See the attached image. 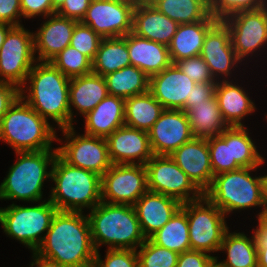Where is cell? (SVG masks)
Instances as JSON below:
<instances>
[{
    "label": "cell",
    "mask_w": 267,
    "mask_h": 267,
    "mask_svg": "<svg viewBox=\"0 0 267 267\" xmlns=\"http://www.w3.org/2000/svg\"><path fill=\"white\" fill-rule=\"evenodd\" d=\"M45 234L34 252L39 257L62 267L94 266L96 249L88 216L83 211H57Z\"/></svg>",
    "instance_id": "6da1fadb"
},
{
    "label": "cell",
    "mask_w": 267,
    "mask_h": 267,
    "mask_svg": "<svg viewBox=\"0 0 267 267\" xmlns=\"http://www.w3.org/2000/svg\"><path fill=\"white\" fill-rule=\"evenodd\" d=\"M36 63L26 79L30 81L29 94L24 96L25 91L21 88L20 96L47 121L52 119L61 129L71 127L70 79L51 62Z\"/></svg>",
    "instance_id": "7a4b0ae2"
},
{
    "label": "cell",
    "mask_w": 267,
    "mask_h": 267,
    "mask_svg": "<svg viewBox=\"0 0 267 267\" xmlns=\"http://www.w3.org/2000/svg\"><path fill=\"white\" fill-rule=\"evenodd\" d=\"M50 202L58 211L82 212L92 210L101 201V176L68 164L59 154L51 166Z\"/></svg>",
    "instance_id": "3957f363"
},
{
    "label": "cell",
    "mask_w": 267,
    "mask_h": 267,
    "mask_svg": "<svg viewBox=\"0 0 267 267\" xmlns=\"http://www.w3.org/2000/svg\"><path fill=\"white\" fill-rule=\"evenodd\" d=\"M87 216L96 251H99V246L103 244L109 245L108 249L137 250L146 240L136 211L131 205L101 201Z\"/></svg>",
    "instance_id": "277c9868"
},
{
    "label": "cell",
    "mask_w": 267,
    "mask_h": 267,
    "mask_svg": "<svg viewBox=\"0 0 267 267\" xmlns=\"http://www.w3.org/2000/svg\"><path fill=\"white\" fill-rule=\"evenodd\" d=\"M56 131L21 96L0 120V139L15 152L52 149Z\"/></svg>",
    "instance_id": "5b68a950"
},
{
    "label": "cell",
    "mask_w": 267,
    "mask_h": 267,
    "mask_svg": "<svg viewBox=\"0 0 267 267\" xmlns=\"http://www.w3.org/2000/svg\"><path fill=\"white\" fill-rule=\"evenodd\" d=\"M15 154L19 158L0 185V199L33 203L42 201L43 183L47 178H51V169L48 171L47 168L53 165L58 154L57 148Z\"/></svg>",
    "instance_id": "8992f818"
},
{
    "label": "cell",
    "mask_w": 267,
    "mask_h": 267,
    "mask_svg": "<svg viewBox=\"0 0 267 267\" xmlns=\"http://www.w3.org/2000/svg\"><path fill=\"white\" fill-rule=\"evenodd\" d=\"M257 168H240L215 175L204 196L225 215L234 210L263 206L262 176L252 177L250 173Z\"/></svg>",
    "instance_id": "52a82bcc"
},
{
    "label": "cell",
    "mask_w": 267,
    "mask_h": 267,
    "mask_svg": "<svg viewBox=\"0 0 267 267\" xmlns=\"http://www.w3.org/2000/svg\"><path fill=\"white\" fill-rule=\"evenodd\" d=\"M247 130L244 126H232L207 139L213 176L264 163Z\"/></svg>",
    "instance_id": "ba28073f"
},
{
    "label": "cell",
    "mask_w": 267,
    "mask_h": 267,
    "mask_svg": "<svg viewBox=\"0 0 267 267\" xmlns=\"http://www.w3.org/2000/svg\"><path fill=\"white\" fill-rule=\"evenodd\" d=\"M57 211L49 198L31 207L13 203L0 208V223L5 234L20 241L34 253L44 240L41 234L49 230Z\"/></svg>",
    "instance_id": "9c48e42d"
},
{
    "label": "cell",
    "mask_w": 267,
    "mask_h": 267,
    "mask_svg": "<svg viewBox=\"0 0 267 267\" xmlns=\"http://www.w3.org/2000/svg\"><path fill=\"white\" fill-rule=\"evenodd\" d=\"M181 209L187 214L191 250L205 253L219 251L229 229L225 214L204 195L182 203Z\"/></svg>",
    "instance_id": "30bf717a"
},
{
    "label": "cell",
    "mask_w": 267,
    "mask_h": 267,
    "mask_svg": "<svg viewBox=\"0 0 267 267\" xmlns=\"http://www.w3.org/2000/svg\"><path fill=\"white\" fill-rule=\"evenodd\" d=\"M34 33L23 25L13 26L0 48V80L25 88L28 73L37 62L34 52Z\"/></svg>",
    "instance_id": "8fae6325"
},
{
    "label": "cell",
    "mask_w": 267,
    "mask_h": 267,
    "mask_svg": "<svg viewBox=\"0 0 267 267\" xmlns=\"http://www.w3.org/2000/svg\"><path fill=\"white\" fill-rule=\"evenodd\" d=\"M145 168L149 191L173 197L181 203L204 195L168 155H153Z\"/></svg>",
    "instance_id": "7c38bea8"
},
{
    "label": "cell",
    "mask_w": 267,
    "mask_h": 267,
    "mask_svg": "<svg viewBox=\"0 0 267 267\" xmlns=\"http://www.w3.org/2000/svg\"><path fill=\"white\" fill-rule=\"evenodd\" d=\"M148 191L147 171L140 164H112L101 176V199L133 206Z\"/></svg>",
    "instance_id": "4fadbf2b"
},
{
    "label": "cell",
    "mask_w": 267,
    "mask_h": 267,
    "mask_svg": "<svg viewBox=\"0 0 267 267\" xmlns=\"http://www.w3.org/2000/svg\"><path fill=\"white\" fill-rule=\"evenodd\" d=\"M74 129L73 126L61 129L66 143L57 148L58 154L68 164L102 176L112 166L106 138L76 135Z\"/></svg>",
    "instance_id": "5bb4252c"
},
{
    "label": "cell",
    "mask_w": 267,
    "mask_h": 267,
    "mask_svg": "<svg viewBox=\"0 0 267 267\" xmlns=\"http://www.w3.org/2000/svg\"><path fill=\"white\" fill-rule=\"evenodd\" d=\"M221 21L230 32L232 47L241 62L267 44V7L237 12Z\"/></svg>",
    "instance_id": "9a60e30c"
},
{
    "label": "cell",
    "mask_w": 267,
    "mask_h": 267,
    "mask_svg": "<svg viewBox=\"0 0 267 267\" xmlns=\"http://www.w3.org/2000/svg\"><path fill=\"white\" fill-rule=\"evenodd\" d=\"M135 4L118 0H92L80 21L102 38H118L132 32Z\"/></svg>",
    "instance_id": "2e32d148"
},
{
    "label": "cell",
    "mask_w": 267,
    "mask_h": 267,
    "mask_svg": "<svg viewBox=\"0 0 267 267\" xmlns=\"http://www.w3.org/2000/svg\"><path fill=\"white\" fill-rule=\"evenodd\" d=\"M148 135L153 155L169 156L193 138L186 112L174 109H165Z\"/></svg>",
    "instance_id": "e0dca14e"
},
{
    "label": "cell",
    "mask_w": 267,
    "mask_h": 267,
    "mask_svg": "<svg viewBox=\"0 0 267 267\" xmlns=\"http://www.w3.org/2000/svg\"><path fill=\"white\" fill-rule=\"evenodd\" d=\"M112 164L145 165L152 157L148 132L126 125L106 138ZM137 162H136V160Z\"/></svg>",
    "instance_id": "ac0fdd59"
},
{
    "label": "cell",
    "mask_w": 267,
    "mask_h": 267,
    "mask_svg": "<svg viewBox=\"0 0 267 267\" xmlns=\"http://www.w3.org/2000/svg\"><path fill=\"white\" fill-rule=\"evenodd\" d=\"M169 156L203 194L210 188L214 176L207 139L192 138Z\"/></svg>",
    "instance_id": "d6986e66"
},
{
    "label": "cell",
    "mask_w": 267,
    "mask_h": 267,
    "mask_svg": "<svg viewBox=\"0 0 267 267\" xmlns=\"http://www.w3.org/2000/svg\"><path fill=\"white\" fill-rule=\"evenodd\" d=\"M195 82L176 64L149 77V92L165 109L182 110Z\"/></svg>",
    "instance_id": "ffe728a7"
},
{
    "label": "cell",
    "mask_w": 267,
    "mask_h": 267,
    "mask_svg": "<svg viewBox=\"0 0 267 267\" xmlns=\"http://www.w3.org/2000/svg\"><path fill=\"white\" fill-rule=\"evenodd\" d=\"M200 56L216 81L219 74L225 76L222 80L226 81L231 69L235 67L234 64L241 61L232 47L230 32L221 20L206 34Z\"/></svg>",
    "instance_id": "44dd1931"
},
{
    "label": "cell",
    "mask_w": 267,
    "mask_h": 267,
    "mask_svg": "<svg viewBox=\"0 0 267 267\" xmlns=\"http://www.w3.org/2000/svg\"><path fill=\"white\" fill-rule=\"evenodd\" d=\"M41 28L33 34L34 52L37 61L50 62L59 52L70 45L77 20L66 18L57 13L49 15Z\"/></svg>",
    "instance_id": "7402d4cb"
},
{
    "label": "cell",
    "mask_w": 267,
    "mask_h": 267,
    "mask_svg": "<svg viewBox=\"0 0 267 267\" xmlns=\"http://www.w3.org/2000/svg\"><path fill=\"white\" fill-rule=\"evenodd\" d=\"M181 206L173 197L149 190L144 193L133 207L146 239L161 229Z\"/></svg>",
    "instance_id": "603a6c76"
},
{
    "label": "cell",
    "mask_w": 267,
    "mask_h": 267,
    "mask_svg": "<svg viewBox=\"0 0 267 267\" xmlns=\"http://www.w3.org/2000/svg\"><path fill=\"white\" fill-rule=\"evenodd\" d=\"M178 25L146 0L134 7L132 33L139 37L169 46Z\"/></svg>",
    "instance_id": "cb8c5ba5"
},
{
    "label": "cell",
    "mask_w": 267,
    "mask_h": 267,
    "mask_svg": "<svg viewBox=\"0 0 267 267\" xmlns=\"http://www.w3.org/2000/svg\"><path fill=\"white\" fill-rule=\"evenodd\" d=\"M127 49L131 65L149 77L172 64L168 46L139 37L132 32L127 34Z\"/></svg>",
    "instance_id": "d4e9b609"
},
{
    "label": "cell",
    "mask_w": 267,
    "mask_h": 267,
    "mask_svg": "<svg viewBox=\"0 0 267 267\" xmlns=\"http://www.w3.org/2000/svg\"><path fill=\"white\" fill-rule=\"evenodd\" d=\"M125 99L107 95L85 117V133L90 136L107 138L116 129L125 125Z\"/></svg>",
    "instance_id": "484cf974"
},
{
    "label": "cell",
    "mask_w": 267,
    "mask_h": 267,
    "mask_svg": "<svg viewBox=\"0 0 267 267\" xmlns=\"http://www.w3.org/2000/svg\"><path fill=\"white\" fill-rule=\"evenodd\" d=\"M218 21L210 14L202 21L179 24L168 46L172 63L200 55L206 34Z\"/></svg>",
    "instance_id": "4316f807"
},
{
    "label": "cell",
    "mask_w": 267,
    "mask_h": 267,
    "mask_svg": "<svg viewBox=\"0 0 267 267\" xmlns=\"http://www.w3.org/2000/svg\"><path fill=\"white\" fill-rule=\"evenodd\" d=\"M108 95L106 80L103 76L94 74L74 77L69 82V107L71 127L73 126V113L71 105L86 115L92 111Z\"/></svg>",
    "instance_id": "83f0119b"
},
{
    "label": "cell",
    "mask_w": 267,
    "mask_h": 267,
    "mask_svg": "<svg viewBox=\"0 0 267 267\" xmlns=\"http://www.w3.org/2000/svg\"><path fill=\"white\" fill-rule=\"evenodd\" d=\"M247 95L242 87L228 80L217 82L215 96L222 118L229 127L244 126L242 119L255 111L254 102Z\"/></svg>",
    "instance_id": "f1b7e54d"
},
{
    "label": "cell",
    "mask_w": 267,
    "mask_h": 267,
    "mask_svg": "<svg viewBox=\"0 0 267 267\" xmlns=\"http://www.w3.org/2000/svg\"><path fill=\"white\" fill-rule=\"evenodd\" d=\"M186 114L193 138L216 137L229 127L222 118L215 95L204 102L193 104Z\"/></svg>",
    "instance_id": "f546056e"
},
{
    "label": "cell",
    "mask_w": 267,
    "mask_h": 267,
    "mask_svg": "<svg viewBox=\"0 0 267 267\" xmlns=\"http://www.w3.org/2000/svg\"><path fill=\"white\" fill-rule=\"evenodd\" d=\"M248 238L246 234L229 233L226 231L219 251L227 252V259L215 263L220 267H258L257 262V244L255 236Z\"/></svg>",
    "instance_id": "4dcf8cb0"
},
{
    "label": "cell",
    "mask_w": 267,
    "mask_h": 267,
    "mask_svg": "<svg viewBox=\"0 0 267 267\" xmlns=\"http://www.w3.org/2000/svg\"><path fill=\"white\" fill-rule=\"evenodd\" d=\"M165 108L148 91L125 99V125L148 132Z\"/></svg>",
    "instance_id": "1f68e13d"
},
{
    "label": "cell",
    "mask_w": 267,
    "mask_h": 267,
    "mask_svg": "<svg viewBox=\"0 0 267 267\" xmlns=\"http://www.w3.org/2000/svg\"><path fill=\"white\" fill-rule=\"evenodd\" d=\"M130 65L127 35L118 38H103L95 59L92 61V72L104 77Z\"/></svg>",
    "instance_id": "d6a6232c"
},
{
    "label": "cell",
    "mask_w": 267,
    "mask_h": 267,
    "mask_svg": "<svg viewBox=\"0 0 267 267\" xmlns=\"http://www.w3.org/2000/svg\"><path fill=\"white\" fill-rule=\"evenodd\" d=\"M108 95L127 99L149 91V76L130 65L104 76Z\"/></svg>",
    "instance_id": "836d02e7"
},
{
    "label": "cell",
    "mask_w": 267,
    "mask_h": 267,
    "mask_svg": "<svg viewBox=\"0 0 267 267\" xmlns=\"http://www.w3.org/2000/svg\"><path fill=\"white\" fill-rule=\"evenodd\" d=\"M149 239L178 254L191 250L187 214L180 208L172 218Z\"/></svg>",
    "instance_id": "e575fe53"
},
{
    "label": "cell",
    "mask_w": 267,
    "mask_h": 267,
    "mask_svg": "<svg viewBox=\"0 0 267 267\" xmlns=\"http://www.w3.org/2000/svg\"><path fill=\"white\" fill-rule=\"evenodd\" d=\"M178 24L195 23L209 15L208 0H146Z\"/></svg>",
    "instance_id": "d590c367"
},
{
    "label": "cell",
    "mask_w": 267,
    "mask_h": 267,
    "mask_svg": "<svg viewBox=\"0 0 267 267\" xmlns=\"http://www.w3.org/2000/svg\"><path fill=\"white\" fill-rule=\"evenodd\" d=\"M50 62L69 79L92 73V60L71 45Z\"/></svg>",
    "instance_id": "8d00e7d4"
},
{
    "label": "cell",
    "mask_w": 267,
    "mask_h": 267,
    "mask_svg": "<svg viewBox=\"0 0 267 267\" xmlns=\"http://www.w3.org/2000/svg\"><path fill=\"white\" fill-rule=\"evenodd\" d=\"M136 250L138 267H176L179 254L147 238Z\"/></svg>",
    "instance_id": "74e56055"
},
{
    "label": "cell",
    "mask_w": 267,
    "mask_h": 267,
    "mask_svg": "<svg viewBox=\"0 0 267 267\" xmlns=\"http://www.w3.org/2000/svg\"><path fill=\"white\" fill-rule=\"evenodd\" d=\"M266 0H208L210 14L223 20L241 11H251L266 7Z\"/></svg>",
    "instance_id": "f35d334b"
},
{
    "label": "cell",
    "mask_w": 267,
    "mask_h": 267,
    "mask_svg": "<svg viewBox=\"0 0 267 267\" xmlns=\"http://www.w3.org/2000/svg\"><path fill=\"white\" fill-rule=\"evenodd\" d=\"M102 39L92 28L78 22L73 30L70 45L93 61Z\"/></svg>",
    "instance_id": "ab89813d"
},
{
    "label": "cell",
    "mask_w": 267,
    "mask_h": 267,
    "mask_svg": "<svg viewBox=\"0 0 267 267\" xmlns=\"http://www.w3.org/2000/svg\"><path fill=\"white\" fill-rule=\"evenodd\" d=\"M99 251H96L93 267H138L136 250L108 249L105 260H102Z\"/></svg>",
    "instance_id": "60d3db41"
},
{
    "label": "cell",
    "mask_w": 267,
    "mask_h": 267,
    "mask_svg": "<svg viewBox=\"0 0 267 267\" xmlns=\"http://www.w3.org/2000/svg\"><path fill=\"white\" fill-rule=\"evenodd\" d=\"M175 64L195 83H217L200 55L179 60Z\"/></svg>",
    "instance_id": "b9f144b4"
},
{
    "label": "cell",
    "mask_w": 267,
    "mask_h": 267,
    "mask_svg": "<svg viewBox=\"0 0 267 267\" xmlns=\"http://www.w3.org/2000/svg\"><path fill=\"white\" fill-rule=\"evenodd\" d=\"M215 256L202 251L188 250L178 256L176 267H211Z\"/></svg>",
    "instance_id": "7bdbcfd3"
},
{
    "label": "cell",
    "mask_w": 267,
    "mask_h": 267,
    "mask_svg": "<svg viewBox=\"0 0 267 267\" xmlns=\"http://www.w3.org/2000/svg\"><path fill=\"white\" fill-rule=\"evenodd\" d=\"M21 13L25 18L44 15V18L56 13L52 6V0H20Z\"/></svg>",
    "instance_id": "ee69618b"
},
{
    "label": "cell",
    "mask_w": 267,
    "mask_h": 267,
    "mask_svg": "<svg viewBox=\"0 0 267 267\" xmlns=\"http://www.w3.org/2000/svg\"><path fill=\"white\" fill-rule=\"evenodd\" d=\"M21 17L20 0H0V23H6L11 26H20L22 25L19 22V18Z\"/></svg>",
    "instance_id": "f6af8a7d"
},
{
    "label": "cell",
    "mask_w": 267,
    "mask_h": 267,
    "mask_svg": "<svg viewBox=\"0 0 267 267\" xmlns=\"http://www.w3.org/2000/svg\"><path fill=\"white\" fill-rule=\"evenodd\" d=\"M92 0H65L63 5L56 11L60 16L81 21Z\"/></svg>",
    "instance_id": "bcb514c9"
},
{
    "label": "cell",
    "mask_w": 267,
    "mask_h": 267,
    "mask_svg": "<svg viewBox=\"0 0 267 267\" xmlns=\"http://www.w3.org/2000/svg\"><path fill=\"white\" fill-rule=\"evenodd\" d=\"M217 83H196L192 88L191 96L187 98L183 111H187L193 104L204 102L215 95Z\"/></svg>",
    "instance_id": "7dc6e473"
},
{
    "label": "cell",
    "mask_w": 267,
    "mask_h": 267,
    "mask_svg": "<svg viewBox=\"0 0 267 267\" xmlns=\"http://www.w3.org/2000/svg\"><path fill=\"white\" fill-rule=\"evenodd\" d=\"M19 96L20 89L17 86L7 82L0 83V120Z\"/></svg>",
    "instance_id": "c3c4849f"
},
{
    "label": "cell",
    "mask_w": 267,
    "mask_h": 267,
    "mask_svg": "<svg viewBox=\"0 0 267 267\" xmlns=\"http://www.w3.org/2000/svg\"><path fill=\"white\" fill-rule=\"evenodd\" d=\"M254 236L257 244L258 267H267V232L257 227L254 229Z\"/></svg>",
    "instance_id": "681fc988"
},
{
    "label": "cell",
    "mask_w": 267,
    "mask_h": 267,
    "mask_svg": "<svg viewBox=\"0 0 267 267\" xmlns=\"http://www.w3.org/2000/svg\"><path fill=\"white\" fill-rule=\"evenodd\" d=\"M33 259H34V262L30 264L31 267H34L35 265H36L35 267H62L58 265L57 263H54L52 261L39 257L35 253H33Z\"/></svg>",
    "instance_id": "f907efd6"
},
{
    "label": "cell",
    "mask_w": 267,
    "mask_h": 267,
    "mask_svg": "<svg viewBox=\"0 0 267 267\" xmlns=\"http://www.w3.org/2000/svg\"><path fill=\"white\" fill-rule=\"evenodd\" d=\"M258 228L261 231L267 232V207H263L262 211L258 214Z\"/></svg>",
    "instance_id": "816d5d0a"
},
{
    "label": "cell",
    "mask_w": 267,
    "mask_h": 267,
    "mask_svg": "<svg viewBox=\"0 0 267 267\" xmlns=\"http://www.w3.org/2000/svg\"><path fill=\"white\" fill-rule=\"evenodd\" d=\"M13 26L6 24V23H0V48L3 45V42L5 40V37L8 33V31L12 28Z\"/></svg>",
    "instance_id": "f5cc1de1"
},
{
    "label": "cell",
    "mask_w": 267,
    "mask_h": 267,
    "mask_svg": "<svg viewBox=\"0 0 267 267\" xmlns=\"http://www.w3.org/2000/svg\"><path fill=\"white\" fill-rule=\"evenodd\" d=\"M262 203L267 207V175L262 176Z\"/></svg>",
    "instance_id": "db71d44e"
},
{
    "label": "cell",
    "mask_w": 267,
    "mask_h": 267,
    "mask_svg": "<svg viewBox=\"0 0 267 267\" xmlns=\"http://www.w3.org/2000/svg\"><path fill=\"white\" fill-rule=\"evenodd\" d=\"M65 0H52V6L55 11H57L64 3Z\"/></svg>",
    "instance_id": "11a10c76"
},
{
    "label": "cell",
    "mask_w": 267,
    "mask_h": 267,
    "mask_svg": "<svg viewBox=\"0 0 267 267\" xmlns=\"http://www.w3.org/2000/svg\"><path fill=\"white\" fill-rule=\"evenodd\" d=\"M118 1H123V2H129L132 4H138L139 2L143 1V0H118Z\"/></svg>",
    "instance_id": "9f6ffc18"
},
{
    "label": "cell",
    "mask_w": 267,
    "mask_h": 267,
    "mask_svg": "<svg viewBox=\"0 0 267 267\" xmlns=\"http://www.w3.org/2000/svg\"><path fill=\"white\" fill-rule=\"evenodd\" d=\"M211 267H220L216 263H214Z\"/></svg>",
    "instance_id": "6f0895ef"
}]
</instances>
